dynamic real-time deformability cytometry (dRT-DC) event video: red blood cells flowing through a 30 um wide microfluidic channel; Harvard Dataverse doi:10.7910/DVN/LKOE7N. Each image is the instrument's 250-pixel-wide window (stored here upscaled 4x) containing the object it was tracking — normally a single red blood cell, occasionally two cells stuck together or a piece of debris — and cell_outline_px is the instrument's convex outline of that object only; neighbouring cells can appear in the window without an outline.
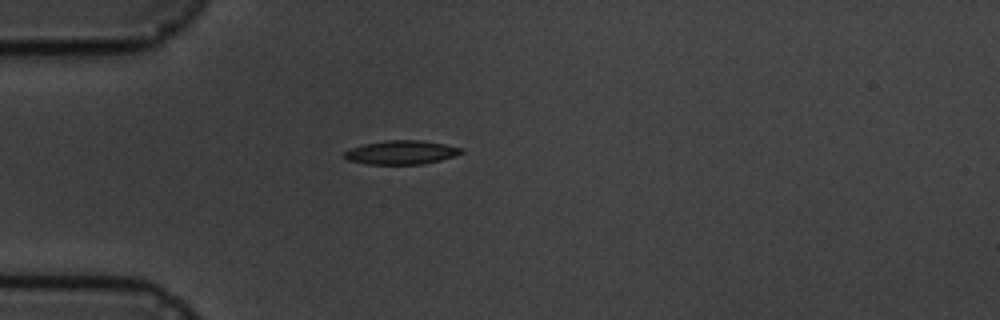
{"species": "common noctule bat (a hibernating species)", "species_latin": "Nyctalus noctula", "temperature_condition": "cold", "stored_images_in_passage": 2, "camera_frame_rate_fps": 3000, "um_per_image_px": 0.085, "animal": {"sex": "male", "body_mass_g": 19.5, "forearm_length_mm": 54.6}, "frame": {"image": 1, "passage_image": 1, "time_ms": 0.0, "image_size_px": [1000, 320], "cell_outline_px": [[464, 152], [456, 156], [424, 164], [368, 164], [348, 160], [344, 156], [344, 152], [352, 148], [364, 144], [384, 140], [420, 140], [444, 144], [464, 148]], "centroid_in_image_um": [34.15, 12.95], "position_along_channel_um": 50.8, "area_um2": 16.24}}